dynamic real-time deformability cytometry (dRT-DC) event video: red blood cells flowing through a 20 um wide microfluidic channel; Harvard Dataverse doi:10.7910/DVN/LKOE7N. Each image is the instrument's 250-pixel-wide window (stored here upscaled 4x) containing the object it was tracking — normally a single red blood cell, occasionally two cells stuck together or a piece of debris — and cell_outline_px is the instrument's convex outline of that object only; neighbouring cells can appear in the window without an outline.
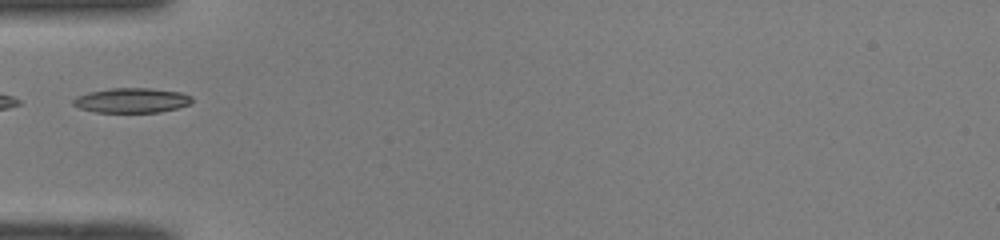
{"species": "common noctule bat (a hibernating species)", "species_latin": "Nyctalus noctula", "temperature_condition": "room temperature", "stored_images_in_passage": 15, "camera_frame_rate_fps": 3000, "um_per_image_px": 0.085, "animal": {"sex": "male", "body_mass_g": 19.0, "forearm_length_mm": 50.8}, "frame": {"image": 1, "passage_image": 1, "time_ms": 0.0, "image_size_px": [1000, 240], "cell_outline_px": [[192, 100], [188, 104], [176, 108], [160, 112], [96, 112], [80, 108], [72, 104], [72, 100], [76, 96], [88, 92], [112, 88], [152, 88], [180, 92], [192, 96]], "centroid_in_image_um": [11.17, 8.52], "position_along_channel_um": 73.8, "area_um2": 17.11}}
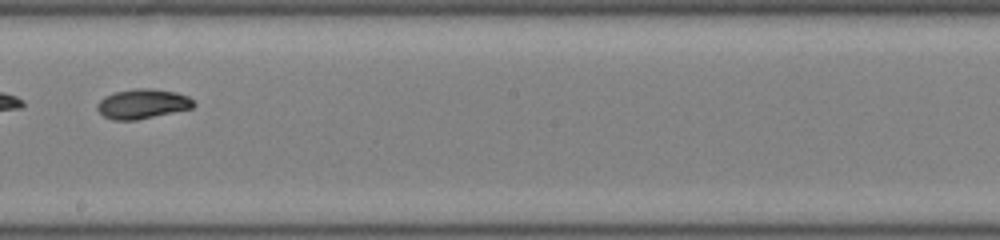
{"frame": {"image": 2, "passage_image": 13, "time_ms": 4.0, "image_size_px": [1000, 240], "cell_outline_px": [[196, 104], [192, 108], [136, 120], [112, 120], [104, 116], [96, 108], [96, 104], [104, 96], [116, 92], [136, 88], [152, 88], [176, 92], [188, 96]], "centroid_in_image_um": [12.1, 8.82], "position_along_channel_um": 236.1, "area_um2": 16.65}}